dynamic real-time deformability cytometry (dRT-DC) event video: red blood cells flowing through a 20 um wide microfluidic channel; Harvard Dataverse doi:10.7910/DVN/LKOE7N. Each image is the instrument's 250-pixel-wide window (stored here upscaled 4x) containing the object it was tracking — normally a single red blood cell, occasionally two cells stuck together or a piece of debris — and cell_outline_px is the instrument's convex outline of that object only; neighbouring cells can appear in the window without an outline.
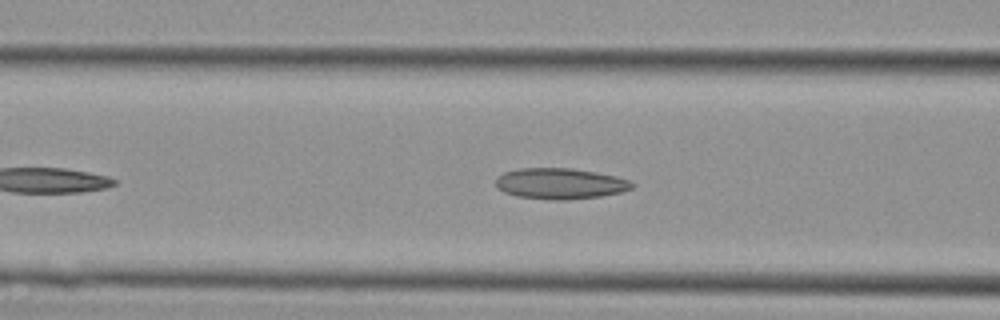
{"species": "Egyptian fruit bat (a non-hibernating species)", "species_latin": "Rousettus aegyptiacus", "temperature_condition": "cold", "stored_images_in_passage": 34, "camera_frame_rate_fps": 3000, "um_per_image_px": 0.085, "animal": {"sex": "female"}, "frame": {"image": 1, "passage_image": 9, "time_ms": 2.667, "image_size_px": [1000, 320], "cell_outline_px": [[636, 184], [632, 188], [620, 192], [600, 196], [568, 200], [556, 200], [516, 196], [504, 192], [496, 188], [496, 176], [504, 172], [520, 168], [572, 168], [596, 172], [616, 176], [628, 180]], "centroid_in_image_um": [47.59, 15.6], "position_along_channel_um": 119.0, "area_um2": 24.62}}
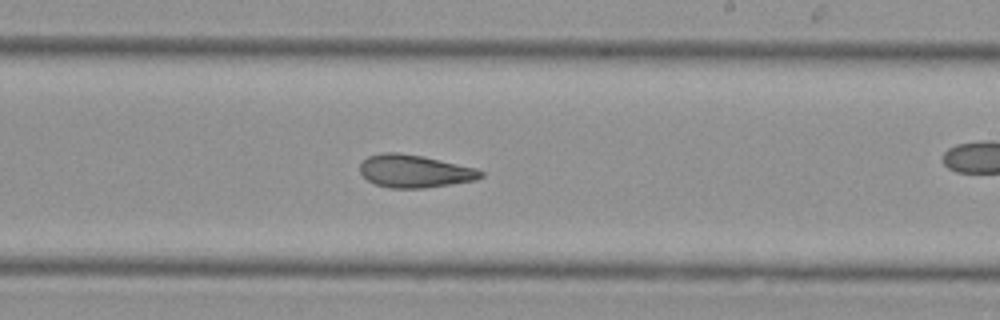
{"frame": {"image": 2, "passage_image": 18, "time_ms": 5.667, "image_size_px": [1000, 320], "cell_outline_px": [[484, 176], [476, 180], [424, 188], [392, 188], [376, 184], [368, 180], [360, 172], [360, 164], [368, 156], [384, 152], [400, 152], [424, 156], [476, 168], [484, 172]], "centroid_in_image_um": [35.26, 14.54], "position_along_channel_um": 253.7, "area_um2": 23.06}}
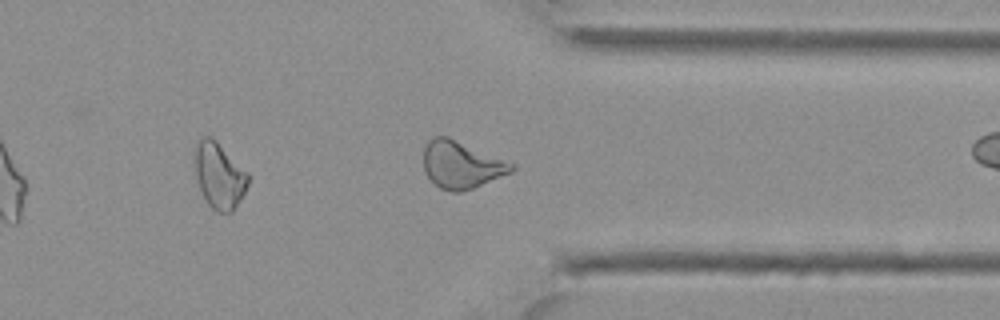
{"frame": {"image": 3, "passage_image": 26, "time_ms": 8.333, "image_size_px": [1000, 320], "cell_outline_px": [[516, 168], [512, 172], [472, 188], [460, 192], [452, 192], [440, 188], [424, 172], [424, 148], [428, 140], [436, 136], [448, 136], [516, 164]], "centroid_in_image_um": [39.23, 13.99], "position_along_channel_um": 372.2, "area_um2": 24.16}}